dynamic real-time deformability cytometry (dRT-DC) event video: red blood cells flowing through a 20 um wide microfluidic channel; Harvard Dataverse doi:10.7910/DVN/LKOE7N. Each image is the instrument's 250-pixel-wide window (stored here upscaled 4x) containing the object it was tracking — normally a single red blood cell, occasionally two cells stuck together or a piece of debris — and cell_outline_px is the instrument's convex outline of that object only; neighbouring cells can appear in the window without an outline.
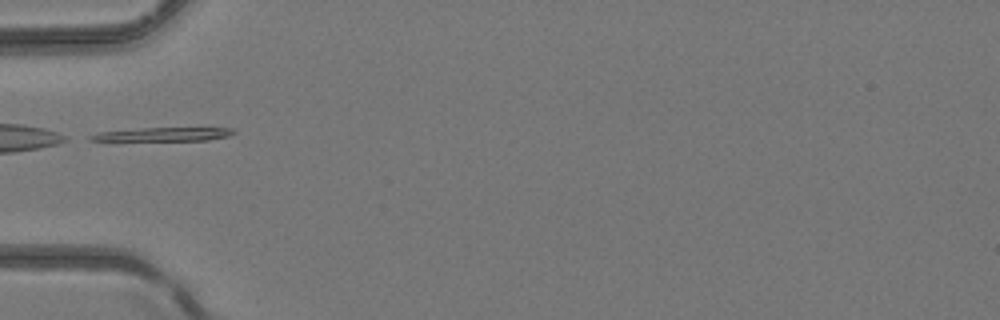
{"species": "common noctule bat (a hibernating species)", "species_latin": "Nyctalus noctula", "temperature_condition": "room temperature", "stored_images_in_passage": 5, "camera_frame_rate_fps": 3000, "um_per_image_px": 0.085, "animal": {"sex": "female", "body_mass_g": 24.6, "forearm_length_mm": 56.2}, "frame": {"image": 1, "passage_image": 5, "time_ms": 4.667, "image_size_px": [1000, 320], "cell_outline_px": [[236, 132], [228, 136], [208, 140], [88, 140], [88, 136], [100, 132], [144, 128], [232, 128]], "centroid_in_image_um": [13.93, 11.41], "position_along_channel_um": 71.1, "area_um2": 10.98}}